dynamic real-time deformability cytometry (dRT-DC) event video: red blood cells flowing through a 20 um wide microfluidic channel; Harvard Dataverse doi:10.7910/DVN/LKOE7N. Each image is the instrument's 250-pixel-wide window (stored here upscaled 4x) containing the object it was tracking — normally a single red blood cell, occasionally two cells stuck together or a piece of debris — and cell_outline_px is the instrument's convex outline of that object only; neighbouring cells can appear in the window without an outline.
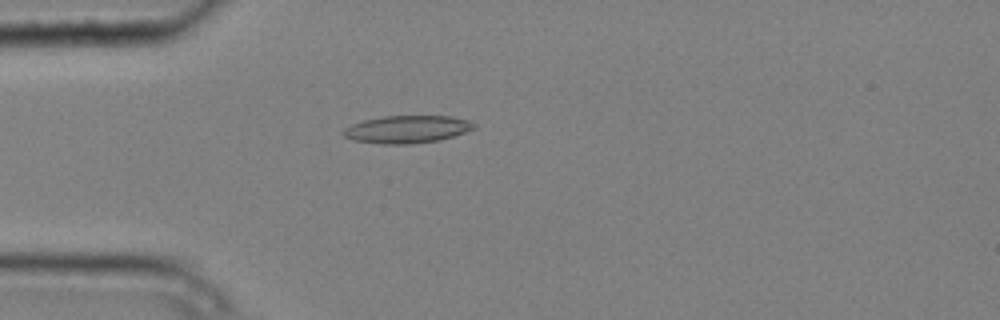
{"species": "common noctule bat (a hibernating species)", "species_latin": "Nyctalus noctula", "temperature_condition": "cold", "stored_images_in_passage": 4, "camera_frame_rate_fps": 3000, "um_per_image_px": 0.085, "animal": {"sex": "male", "body_mass_g": 20.4}, "frame": {"image": 1, "passage_image": 4, "time_ms": 1.0, "image_size_px": [1000, 320], "cell_outline_px": [[476, 128], [440, 140], [412, 144], [380, 144], [352, 140], [344, 136], [340, 132], [344, 128], [352, 124], [364, 120], [384, 116], [448, 116], [472, 120], [476, 124]], "centroid_in_image_um": [34.59, 10.99], "position_along_channel_um": 50.4, "area_um2": 21.15}}